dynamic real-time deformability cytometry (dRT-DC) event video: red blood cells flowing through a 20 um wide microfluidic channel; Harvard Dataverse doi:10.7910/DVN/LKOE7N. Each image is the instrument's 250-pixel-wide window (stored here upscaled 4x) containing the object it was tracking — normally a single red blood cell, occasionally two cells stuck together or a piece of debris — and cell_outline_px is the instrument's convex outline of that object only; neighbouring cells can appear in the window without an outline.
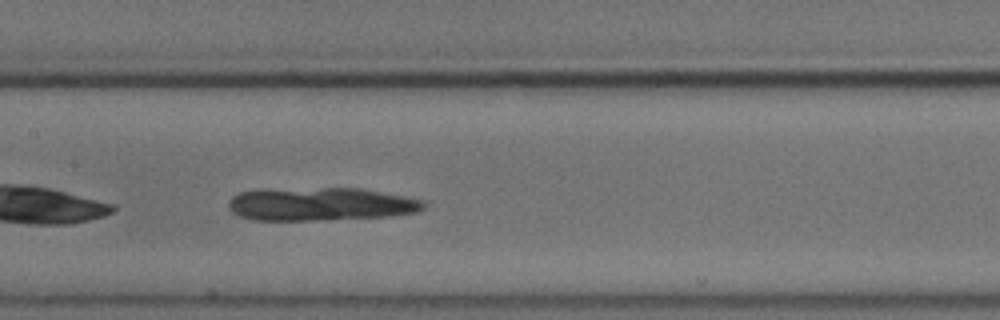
{"species": "common noctule bat (a hibernating species)", "species_latin": "Nyctalus noctula", "temperature_condition": "cold", "stored_images_in_passage": 37, "camera_frame_rate_fps": 3000, "um_per_image_px": 0.085, "animal": {"sex": "male", "body_mass_g": 18.8}, "frame": {"image": 1, "passage_image": 11, "time_ms": 3.333, "image_size_px": [1000, 320], "cell_outline_px": [[428, 204], [424, 208], [416, 212], [388, 216], [316, 220], [252, 220], [240, 216], [232, 212], [228, 208], [228, 200], [232, 196], [240, 192], [260, 188], [360, 188], [404, 196], [424, 200]], "centroid_in_image_um": [27.2, 17.33], "position_along_channel_um": 180.2, "area_um2": 38.15}}
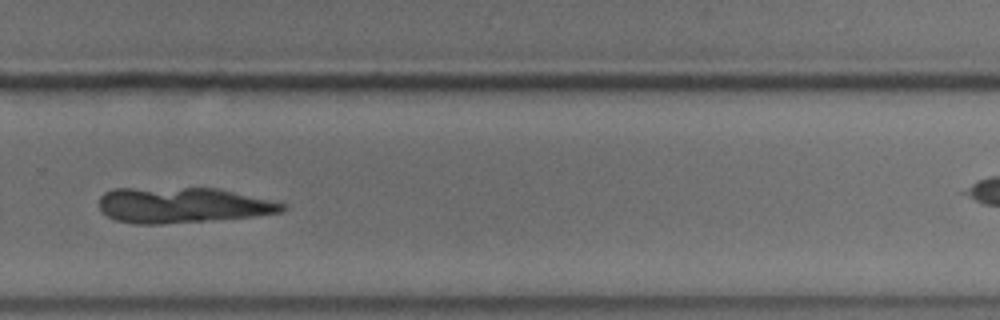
{"frame": {"image": 2, "passage_image": 22, "time_ms": 7.0, "image_size_px": [1000, 320], "cell_outline_px": [[288, 208], [284, 212], [256, 216], [164, 224], [136, 224], [116, 220], [108, 216], [100, 208], [100, 196], [104, 192], [112, 188], [216, 188], [288, 204]], "centroid_in_image_um": [15.53, 17.44], "position_along_channel_um": 314.3, "area_um2": 38.03}}